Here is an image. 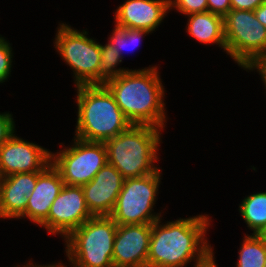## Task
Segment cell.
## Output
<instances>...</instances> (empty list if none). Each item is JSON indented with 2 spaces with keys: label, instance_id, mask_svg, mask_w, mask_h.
Masks as SVG:
<instances>
[{
  "label": "cell",
  "instance_id": "5bb4252c",
  "mask_svg": "<svg viewBox=\"0 0 266 267\" xmlns=\"http://www.w3.org/2000/svg\"><path fill=\"white\" fill-rule=\"evenodd\" d=\"M169 12V0H125L115 10L113 23L152 34Z\"/></svg>",
  "mask_w": 266,
  "mask_h": 267
},
{
  "label": "cell",
  "instance_id": "52a82bcc",
  "mask_svg": "<svg viewBox=\"0 0 266 267\" xmlns=\"http://www.w3.org/2000/svg\"><path fill=\"white\" fill-rule=\"evenodd\" d=\"M87 29L77 30L66 22H59L54 48L73 71L76 86L99 85L100 42L90 38Z\"/></svg>",
  "mask_w": 266,
  "mask_h": 267
},
{
  "label": "cell",
  "instance_id": "4fadbf2b",
  "mask_svg": "<svg viewBox=\"0 0 266 267\" xmlns=\"http://www.w3.org/2000/svg\"><path fill=\"white\" fill-rule=\"evenodd\" d=\"M124 178L107 163L93 179L81 186L88 210L93 216H109L122 189Z\"/></svg>",
  "mask_w": 266,
  "mask_h": 267
},
{
  "label": "cell",
  "instance_id": "9c48e42d",
  "mask_svg": "<svg viewBox=\"0 0 266 267\" xmlns=\"http://www.w3.org/2000/svg\"><path fill=\"white\" fill-rule=\"evenodd\" d=\"M72 141L67 147L63 145L65 143H60L61 149L51 152V163L59 171L65 185L83 186L108 163L107 149L102 142L76 137Z\"/></svg>",
  "mask_w": 266,
  "mask_h": 267
},
{
  "label": "cell",
  "instance_id": "e0dca14e",
  "mask_svg": "<svg viewBox=\"0 0 266 267\" xmlns=\"http://www.w3.org/2000/svg\"><path fill=\"white\" fill-rule=\"evenodd\" d=\"M186 33L203 45H217L226 52L224 18L209 11L187 15Z\"/></svg>",
  "mask_w": 266,
  "mask_h": 267
},
{
  "label": "cell",
  "instance_id": "44dd1931",
  "mask_svg": "<svg viewBox=\"0 0 266 267\" xmlns=\"http://www.w3.org/2000/svg\"><path fill=\"white\" fill-rule=\"evenodd\" d=\"M100 51L99 85L129 70V68L117 67L123 61L120 54L108 42L105 45L100 44Z\"/></svg>",
  "mask_w": 266,
  "mask_h": 267
},
{
  "label": "cell",
  "instance_id": "8992f818",
  "mask_svg": "<svg viewBox=\"0 0 266 267\" xmlns=\"http://www.w3.org/2000/svg\"><path fill=\"white\" fill-rule=\"evenodd\" d=\"M226 54L241 69L251 72L266 61V27L254 11L230 10L224 17Z\"/></svg>",
  "mask_w": 266,
  "mask_h": 267
},
{
  "label": "cell",
  "instance_id": "4316f807",
  "mask_svg": "<svg viewBox=\"0 0 266 267\" xmlns=\"http://www.w3.org/2000/svg\"><path fill=\"white\" fill-rule=\"evenodd\" d=\"M61 262V263H60ZM58 261V263H53V264H43V265H39V263H33V260H29L27 261L26 263L22 264L21 266L17 264V266H14V267H68L66 264L62 263V260L61 261Z\"/></svg>",
  "mask_w": 266,
  "mask_h": 267
},
{
  "label": "cell",
  "instance_id": "ac0fdd59",
  "mask_svg": "<svg viewBox=\"0 0 266 267\" xmlns=\"http://www.w3.org/2000/svg\"><path fill=\"white\" fill-rule=\"evenodd\" d=\"M239 213L244 219L250 234L258 235L266 225V192L247 195L239 204Z\"/></svg>",
  "mask_w": 266,
  "mask_h": 267
},
{
  "label": "cell",
  "instance_id": "cb8c5ba5",
  "mask_svg": "<svg viewBox=\"0 0 266 267\" xmlns=\"http://www.w3.org/2000/svg\"><path fill=\"white\" fill-rule=\"evenodd\" d=\"M13 118V114L10 111L0 113V146L16 132Z\"/></svg>",
  "mask_w": 266,
  "mask_h": 267
},
{
  "label": "cell",
  "instance_id": "603a6c76",
  "mask_svg": "<svg viewBox=\"0 0 266 267\" xmlns=\"http://www.w3.org/2000/svg\"><path fill=\"white\" fill-rule=\"evenodd\" d=\"M170 11L173 9L180 14L203 13L208 11L207 0H169Z\"/></svg>",
  "mask_w": 266,
  "mask_h": 267
},
{
  "label": "cell",
  "instance_id": "4dcf8cb0",
  "mask_svg": "<svg viewBox=\"0 0 266 267\" xmlns=\"http://www.w3.org/2000/svg\"><path fill=\"white\" fill-rule=\"evenodd\" d=\"M216 258L214 257L208 264L202 266V267H218L216 264Z\"/></svg>",
  "mask_w": 266,
  "mask_h": 267
},
{
  "label": "cell",
  "instance_id": "f1b7e54d",
  "mask_svg": "<svg viewBox=\"0 0 266 267\" xmlns=\"http://www.w3.org/2000/svg\"><path fill=\"white\" fill-rule=\"evenodd\" d=\"M252 71L254 72L256 71L257 74L259 73L261 81L263 82L262 84L264 85V88L266 89V61L258 64Z\"/></svg>",
  "mask_w": 266,
  "mask_h": 267
},
{
  "label": "cell",
  "instance_id": "7c38bea8",
  "mask_svg": "<svg viewBox=\"0 0 266 267\" xmlns=\"http://www.w3.org/2000/svg\"><path fill=\"white\" fill-rule=\"evenodd\" d=\"M151 224L118 225L113 245L114 267H147Z\"/></svg>",
  "mask_w": 266,
  "mask_h": 267
},
{
  "label": "cell",
  "instance_id": "6da1fadb",
  "mask_svg": "<svg viewBox=\"0 0 266 267\" xmlns=\"http://www.w3.org/2000/svg\"><path fill=\"white\" fill-rule=\"evenodd\" d=\"M160 219L151 224V237L147 267H193L208 264L215 256L209 243L212 219L208 214H199L162 223Z\"/></svg>",
  "mask_w": 266,
  "mask_h": 267
},
{
  "label": "cell",
  "instance_id": "277c9868",
  "mask_svg": "<svg viewBox=\"0 0 266 267\" xmlns=\"http://www.w3.org/2000/svg\"><path fill=\"white\" fill-rule=\"evenodd\" d=\"M163 129L150 125H131L105 142L108 163L124 179L143 177L160 169L159 147Z\"/></svg>",
  "mask_w": 266,
  "mask_h": 267
},
{
  "label": "cell",
  "instance_id": "ba28073f",
  "mask_svg": "<svg viewBox=\"0 0 266 267\" xmlns=\"http://www.w3.org/2000/svg\"><path fill=\"white\" fill-rule=\"evenodd\" d=\"M162 170L143 177L124 179L115 206L109 215L117 225L152 224L160 219L154 212L162 180Z\"/></svg>",
  "mask_w": 266,
  "mask_h": 267
},
{
  "label": "cell",
  "instance_id": "d4e9b609",
  "mask_svg": "<svg viewBox=\"0 0 266 267\" xmlns=\"http://www.w3.org/2000/svg\"><path fill=\"white\" fill-rule=\"evenodd\" d=\"M208 11L223 18L228 14L231 10V2L230 0H207Z\"/></svg>",
  "mask_w": 266,
  "mask_h": 267
},
{
  "label": "cell",
  "instance_id": "7402d4cb",
  "mask_svg": "<svg viewBox=\"0 0 266 267\" xmlns=\"http://www.w3.org/2000/svg\"><path fill=\"white\" fill-rule=\"evenodd\" d=\"M12 51L9 40L0 35V84L7 81L11 76L14 57Z\"/></svg>",
  "mask_w": 266,
  "mask_h": 267
},
{
  "label": "cell",
  "instance_id": "3957f363",
  "mask_svg": "<svg viewBox=\"0 0 266 267\" xmlns=\"http://www.w3.org/2000/svg\"><path fill=\"white\" fill-rule=\"evenodd\" d=\"M75 90L78 108L74 137L105 143L132 125L104 84L76 86Z\"/></svg>",
  "mask_w": 266,
  "mask_h": 267
},
{
  "label": "cell",
  "instance_id": "f546056e",
  "mask_svg": "<svg viewBox=\"0 0 266 267\" xmlns=\"http://www.w3.org/2000/svg\"><path fill=\"white\" fill-rule=\"evenodd\" d=\"M258 236L266 242V225L264 228L259 232Z\"/></svg>",
  "mask_w": 266,
  "mask_h": 267
},
{
  "label": "cell",
  "instance_id": "2e32d148",
  "mask_svg": "<svg viewBox=\"0 0 266 267\" xmlns=\"http://www.w3.org/2000/svg\"><path fill=\"white\" fill-rule=\"evenodd\" d=\"M38 172L16 173L0 178V213L3 220L18 219L26 210Z\"/></svg>",
  "mask_w": 266,
  "mask_h": 267
},
{
  "label": "cell",
  "instance_id": "7a4b0ae2",
  "mask_svg": "<svg viewBox=\"0 0 266 267\" xmlns=\"http://www.w3.org/2000/svg\"><path fill=\"white\" fill-rule=\"evenodd\" d=\"M158 69L157 65L129 69L104 83L132 125L166 128V90Z\"/></svg>",
  "mask_w": 266,
  "mask_h": 267
},
{
  "label": "cell",
  "instance_id": "ffe728a7",
  "mask_svg": "<svg viewBox=\"0 0 266 267\" xmlns=\"http://www.w3.org/2000/svg\"><path fill=\"white\" fill-rule=\"evenodd\" d=\"M111 35L108 37V43L120 54L122 60H124L123 52H132L140 46V42L143 38L149 35V31L133 28L121 27L114 24Z\"/></svg>",
  "mask_w": 266,
  "mask_h": 267
},
{
  "label": "cell",
  "instance_id": "30bf717a",
  "mask_svg": "<svg viewBox=\"0 0 266 267\" xmlns=\"http://www.w3.org/2000/svg\"><path fill=\"white\" fill-rule=\"evenodd\" d=\"M93 215L87 208L81 186L64 185L53 201L48 217L39 225L47 234L60 235L64 240Z\"/></svg>",
  "mask_w": 266,
  "mask_h": 267
},
{
  "label": "cell",
  "instance_id": "83f0119b",
  "mask_svg": "<svg viewBox=\"0 0 266 267\" xmlns=\"http://www.w3.org/2000/svg\"><path fill=\"white\" fill-rule=\"evenodd\" d=\"M254 13L260 23L266 27V0L254 10Z\"/></svg>",
  "mask_w": 266,
  "mask_h": 267
},
{
  "label": "cell",
  "instance_id": "484cf974",
  "mask_svg": "<svg viewBox=\"0 0 266 267\" xmlns=\"http://www.w3.org/2000/svg\"><path fill=\"white\" fill-rule=\"evenodd\" d=\"M265 0H230L231 10H256Z\"/></svg>",
  "mask_w": 266,
  "mask_h": 267
},
{
  "label": "cell",
  "instance_id": "5b68a950",
  "mask_svg": "<svg viewBox=\"0 0 266 267\" xmlns=\"http://www.w3.org/2000/svg\"><path fill=\"white\" fill-rule=\"evenodd\" d=\"M117 223L110 216H93L65 239L71 267H114L113 245Z\"/></svg>",
  "mask_w": 266,
  "mask_h": 267
},
{
  "label": "cell",
  "instance_id": "8fae6325",
  "mask_svg": "<svg viewBox=\"0 0 266 267\" xmlns=\"http://www.w3.org/2000/svg\"><path fill=\"white\" fill-rule=\"evenodd\" d=\"M51 163V151L16 135L0 146V178L41 172Z\"/></svg>",
  "mask_w": 266,
  "mask_h": 267
},
{
  "label": "cell",
  "instance_id": "d6986e66",
  "mask_svg": "<svg viewBox=\"0 0 266 267\" xmlns=\"http://www.w3.org/2000/svg\"><path fill=\"white\" fill-rule=\"evenodd\" d=\"M242 240L236 267H264L266 242L256 234H245Z\"/></svg>",
  "mask_w": 266,
  "mask_h": 267
},
{
  "label": "cell",
  "instance_id": "9a60e30c",
  "mask_svg": "<svg viewBox=\"0 0 266 267\" xmlns=\"http://www.w3.org/2000/svg\"><path fill=\"white\" fill-rule=\"evenodd\" d=\"M64 185L59 171L52 163L38 172L37 183L28 196L26 210L18 220L27 218L39 226L48 217L50 207Z\"/></svg>",
  "mask_w": 266,
  "mask_h": 267
}]
</instances>
